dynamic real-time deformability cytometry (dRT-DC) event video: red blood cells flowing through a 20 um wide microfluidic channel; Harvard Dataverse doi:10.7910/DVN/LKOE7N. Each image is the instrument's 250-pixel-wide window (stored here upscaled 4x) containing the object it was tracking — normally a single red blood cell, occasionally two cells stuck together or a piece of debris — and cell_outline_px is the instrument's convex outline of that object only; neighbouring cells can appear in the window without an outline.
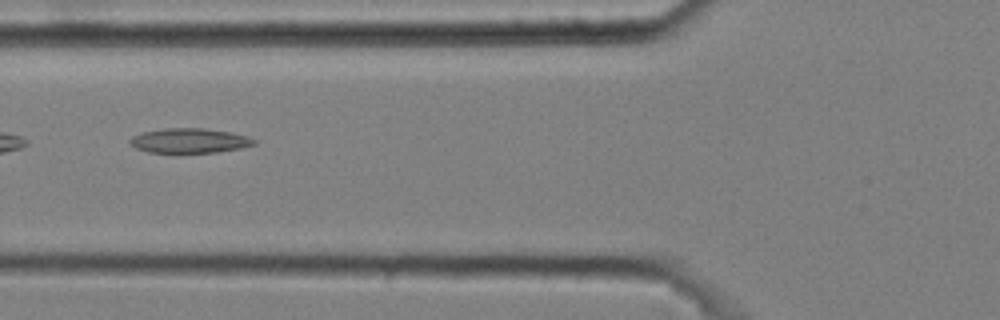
{"species": "common noctule bat (a hibernating species)", "species_latin": "Nyctalus noctula", "temperature_condition": "cold", "stored_images_in_passage": 35, "camera_frame_rate_fps": 3000, "um_per_image_px": 0.085, "animal": {"sex": "male", "body_mass_g": 20.4}, "frame": {"image": 1, "passage_image": 6, "time_ms": 1.667, "image_size_px": [1000, 320], "cell_outline_px": [[256, 144], [240, 148], [216, 152], [148, 152], [136, 148], [128, 140], [132, 136], [144, 132], [164, 128], [204, 128], [232, 132], [248, 136], [256, 140]], "centroid_in_image_um": [16.13, 11.94], "position_along_channel_um": 109.7, "area_um2": 17.74}}
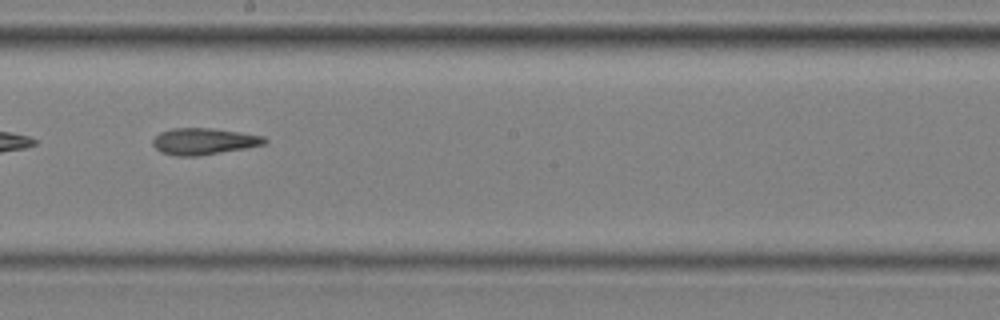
{"frame": {"image": 2, "passage_image": 16, "time_ms": 5.0, "image_size_px": [1000, 320], "cell_outline_px": [[268, 140], [264, 144], [244, 148], [200, 156], [176, 156], [160, 152], [152, 144], [152, 140], [160, 132], [172, 128], [212, 128], [240, 132], [264, 136]], "centroid_in_image_um": [17.3, 12.01], "position_along_channel_um": 230.9, "area_um2": 17.28}}
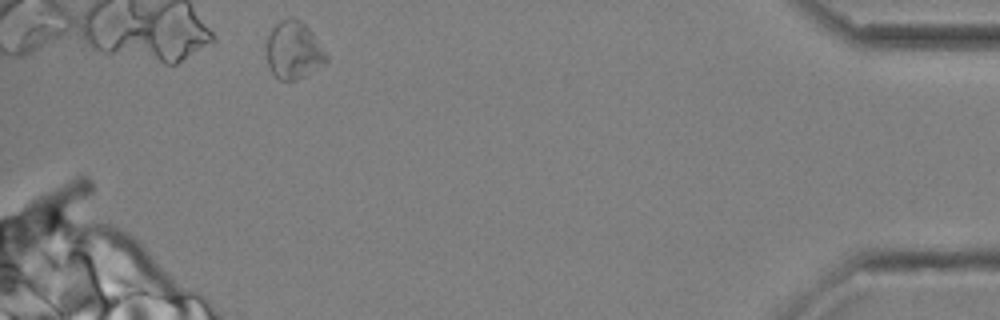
{"frame": {"image": 3, "passage_image": 35, "time_ms": 11.333, "image_size_px": [1000, 320], "cell_outline_px": [[328, 60], [324, 64], [304, 76], [296, 80], [280, 80], [272, 72], [268, 64], [264, 48], [264, 44], [272, 28], [280, 20], [292, 16], [300, 20], [312, 32], [328, 56]], "centroid_in_image_um": [24.92, 4.26], "position_along_channel_um": 410.3, "area_um2": 20.23}, "authors_computed_cell_mechanics": {"area_um2": 17.7446, "velocity_mm_per_s": 3.6328, "shape_relaxation_time_tau1_ms": 8.7877, "shape_relaxation_time_tau2_ms": 7.3092, "deformation_change_tau1": 0.1206, "deformation_change_tau2": 0.2084}}